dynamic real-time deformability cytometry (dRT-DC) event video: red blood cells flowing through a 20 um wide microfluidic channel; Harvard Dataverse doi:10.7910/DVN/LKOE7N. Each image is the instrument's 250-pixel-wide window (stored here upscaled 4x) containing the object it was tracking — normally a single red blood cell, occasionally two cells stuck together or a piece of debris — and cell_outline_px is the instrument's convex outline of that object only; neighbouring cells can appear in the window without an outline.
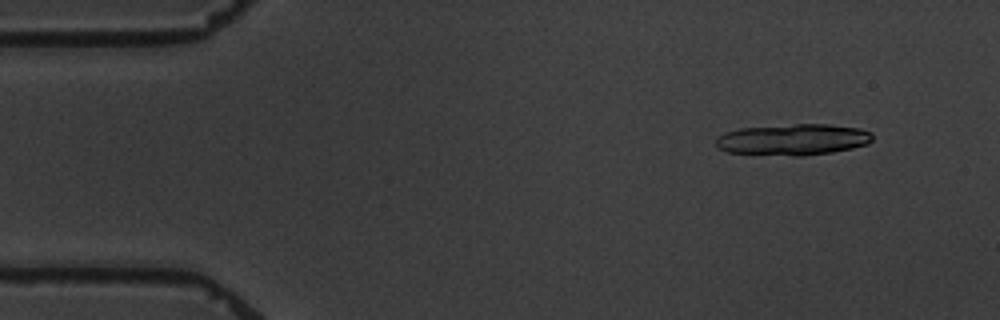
{"species": "common noctule bat (a hibernating species)", "species_latin": "Nyctalus noctula", "temperature_condition": "warm", "stored_images_in_passage": 4, "camera_frame_rate_fps": 3000, "um_per_image_px": 0.085, "animal": {"sex": "male", "body_mass_g": 19.5, "forearm_length_mm": 54.6}, "frame": {"image": 1, "passage_image": 1, "time_ms": 0.0, "image_size_px": [1000, 320], "cell_outline_px": [[872, 140], [868, 144], [852, 148], [832, 152], [800, 156], [792, 156], [728, 152], [716, 148], [716, 140], [724, 132], [740, 128], [796, 124], [828, 124], [860, 128], [872, 132]], "centroid_in_image_um": [67.42, 11.86], "position_along_channel_um": 17.6, "area_um2": 28.55}}